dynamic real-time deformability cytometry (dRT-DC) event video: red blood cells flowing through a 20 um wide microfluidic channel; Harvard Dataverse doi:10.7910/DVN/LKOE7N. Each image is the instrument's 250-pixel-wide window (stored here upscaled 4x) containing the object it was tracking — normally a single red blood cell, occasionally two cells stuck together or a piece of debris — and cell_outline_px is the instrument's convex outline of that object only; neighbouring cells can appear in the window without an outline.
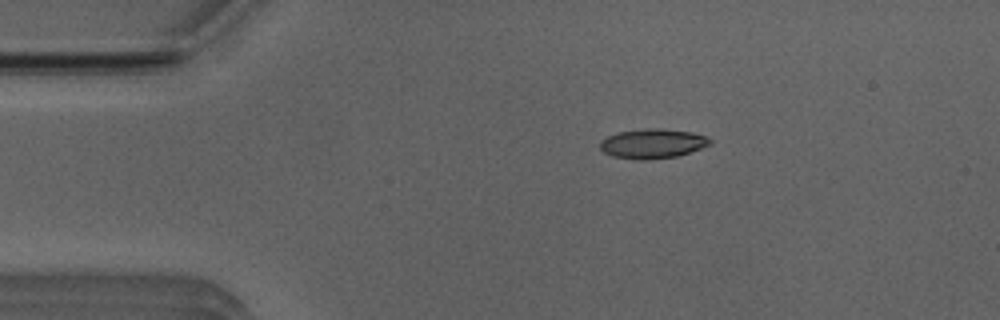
{"species": "Egyptian fruit bat (a non-hibernating species)", "species_latin": "Rousettus aegyptiacus", "temperature_condition": "room temperature", "stored_images_in_passage": 22, "camera_frame_rate_fps": 3000, "um_per_image_px": 0.085, "animal": {"sex": "male"}, "frame": {"image": 1, "passage_image": 1, "time_ms": 0.0, "image_size_px": [1000, 320], "cell_outline_px": [[712, 144], [676, 156], [644, 160], [640, 160], [612, 156], [604, 152], [600, 148], [600, 140], [608, 136], [620, 132], [648, 128], [660, 128], [692, 132], [704, 136], [712, 140]], "centroid_in_image_um": [55.46, 12.2], "position_along_channel_um": 29.5, "area_um2": 18.73}}
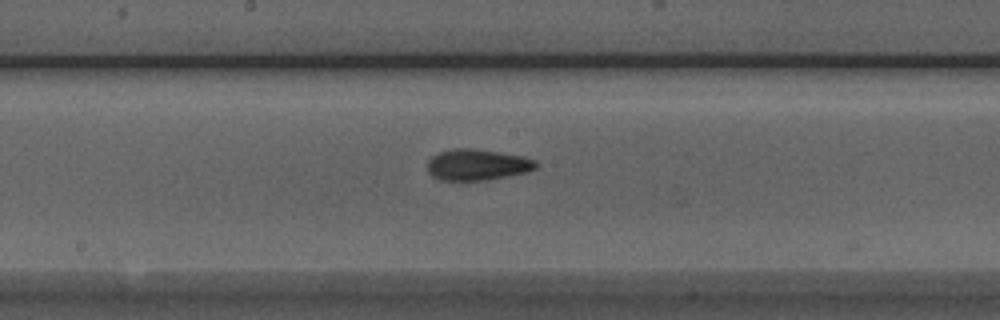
{"frame": {"image": 2, "passage_image": 18, "time_ms": 5.667, "image_size_px": [1000, 320], "cell_outline_px": [[540, 164], [536, 168], [528, 172], [508, 176], [484, 180], [440, 180], [432, 176], [428, 172], [428, 160], [432, 156], [440, 152], [456, 148], [472, 148], [500, 152], [524, 156], [536, 160]], "centroid_in_image_um": [40.61, 14.0], "position_along_channel_um": 207.6, "area_um2": 19.83}}
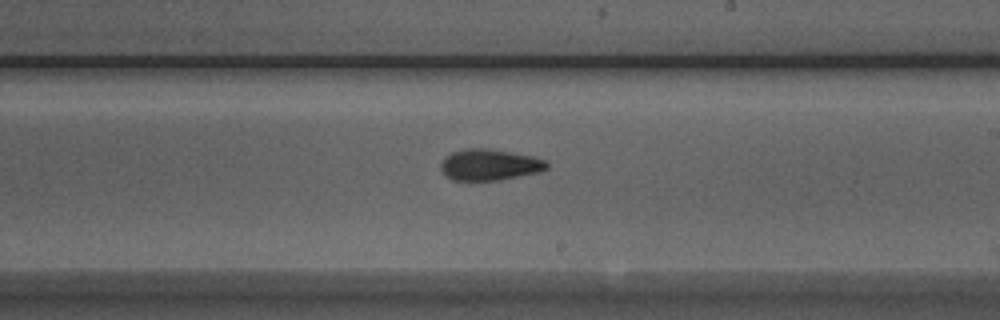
{"frame": {"image": 3, "passage_image": 21, "time_ms": 6.667, "image_size_px": [1000, 320], "cell_outline_px": [[548, 168], [540, 172], [496, 180], [452, 180], [440, 168], [440, 164], [452, 152], [464, 148], [488, 148], [532, 156], [544, 160], [548, 164]], "centroid_in_image_um": [41.62, 13.99], "position_along_channel_um": 247.4, "area_um2": 19.02}}